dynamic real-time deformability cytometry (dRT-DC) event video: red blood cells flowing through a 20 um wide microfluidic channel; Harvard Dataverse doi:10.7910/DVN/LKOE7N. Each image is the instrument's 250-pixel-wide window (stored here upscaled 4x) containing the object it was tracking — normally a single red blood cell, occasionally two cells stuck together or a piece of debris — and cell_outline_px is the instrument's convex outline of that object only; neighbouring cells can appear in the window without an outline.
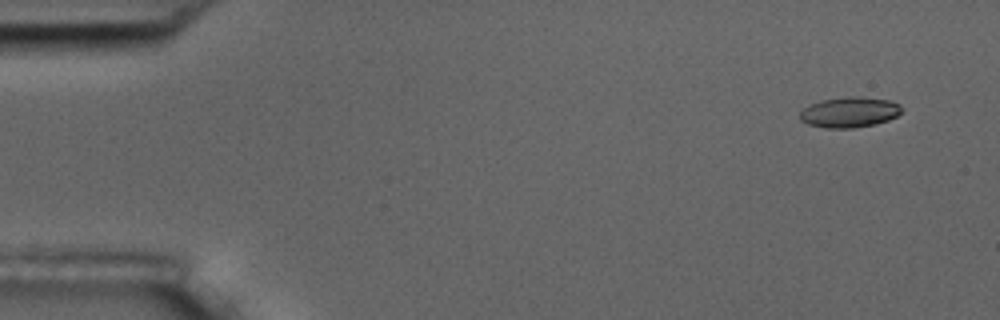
{"species": "common noctule bat (a hibernating species)", "species_latin": "Nyctalus noctula", "temperature_condition": "room temperature", "stored_images_in_passage": 6, "camera_frame_rate_fps": 3000, "um_per_image_px": 0.085, "animal": {"sex": "male", "body_mass_g": 17.5, "forearm_length_mm": 52.3}, "frame": {"image": 1, "passage_image": 6, "time_ms": 6.0, "image_size_px": [1000, 320], "cell_outline_px": [[904, 112], [888, 120], [872, 124], [852, 128], [824, 128], [808, 124], [800, 120], [800, 112], [804, 108], [820, 100], [848, 96], [860, 96], [888, 100], [900, 104], [904, 108]], "centroid_in_image_um": [72.23, 9.53], "position_along_channel_um": 12.8, "area_um2": 18.15}}